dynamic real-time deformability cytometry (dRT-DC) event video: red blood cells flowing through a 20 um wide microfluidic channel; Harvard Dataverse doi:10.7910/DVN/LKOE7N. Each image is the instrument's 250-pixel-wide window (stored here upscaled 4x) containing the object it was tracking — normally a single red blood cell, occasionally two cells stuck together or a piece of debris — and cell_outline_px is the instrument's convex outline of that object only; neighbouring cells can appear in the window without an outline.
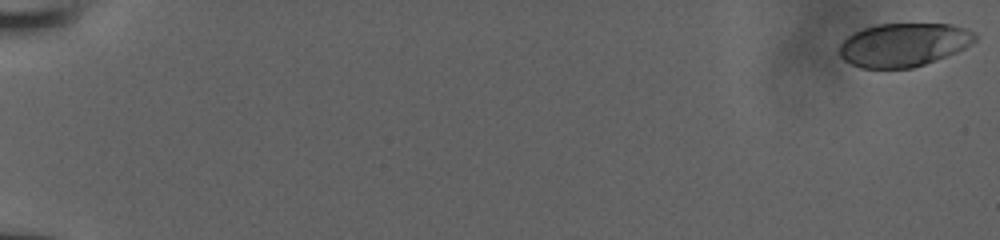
{"species": "human", "species_latin": "Homo sapiens", "temperature_condition": "room temperature", "stored_images_in_passage": 53, "camera_frame_rate_fps": 3000, "um_per_image_px": 0.085, "donor": {"sex": "male"}, "frame": {"image": 1, "passage_image": 1, "time_ms": 0.0, "image_size_px": [1000, 240], "cell_outline_px": [[976, 40], [964, 48], [956, 52], [936, 60], [912, 68], [860, 68], [844, 60], [840, 56], [840, 44], [848, 36], [864, 28], [876, 24], [952, 24], [968, 28], [976, 36]], "centroid_in_image_um": [76.82, 3.8], "position_along_channel_um": 8.2, "area_um2": 34.22}}
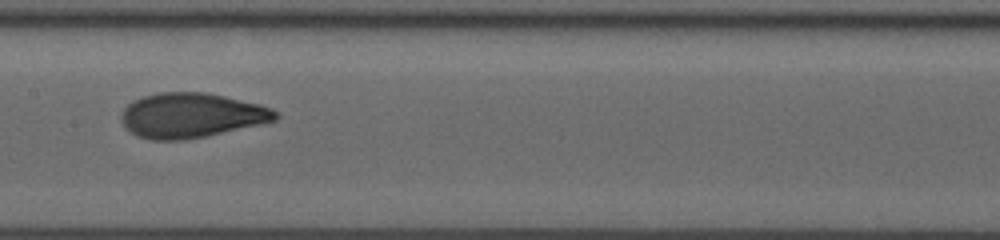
{"frame": {"image": 2, "passage_image": 30, "time_ms": 9.667, "image_size_px": [1000, 240], "cell_outline_px": [[280, 116], [276, 120], [260, 124], [208, 136], [184, 140], [152, 140], [136, 136], [124, 124], [120, 116], [124, 108], [132, 100], [144, 96], [160, 92], [204, 92], [224, 96], [260, 104], [272, 108], [280, 112]], "centroid_in_image_um": [16.29, 9.81], "position_along_channel_um": 191.1, "area_um2": 40.34}}
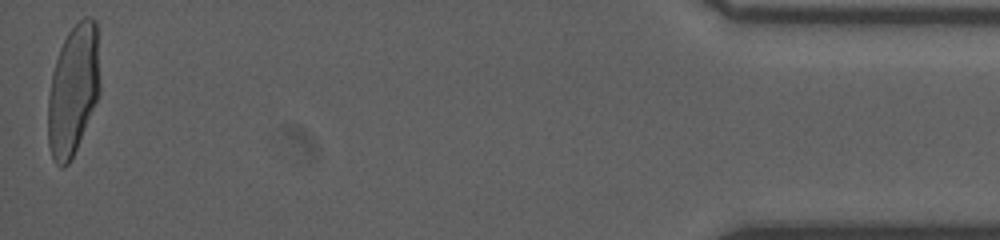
{"frame": {"image": 3, "passage_image": 53, "time_ms": 17.333, "image_size_px": [1000, 240], "cell_outline_px": [[100, 92], [76, 148], [68, 164], [64, 168], [60, 168], [52, 160], [48, 144], [48, 96], [52, 72], [60, 48], [68, 32], [84, 16], [92, 16], [96, 20], [100, 84]], "centroid_in_image_um": [6.21, 7.65], "position_along_channel_um": 429.0, "area_um2": 39.42}}